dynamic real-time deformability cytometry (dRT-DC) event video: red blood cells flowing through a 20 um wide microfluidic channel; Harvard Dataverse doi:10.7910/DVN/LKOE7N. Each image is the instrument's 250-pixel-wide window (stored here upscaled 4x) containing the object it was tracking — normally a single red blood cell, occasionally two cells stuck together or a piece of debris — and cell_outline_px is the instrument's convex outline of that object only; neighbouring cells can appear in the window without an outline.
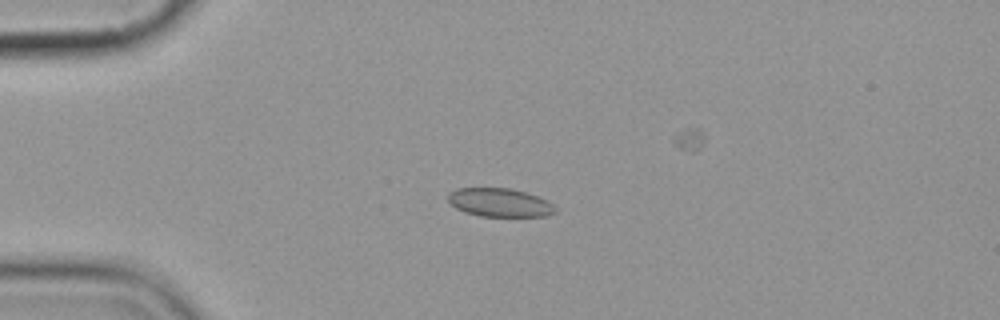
{"species": "common noctule bat (a hibernating species)", "species_latin": "Nyctalus noctula", "temperature_condition": "cold", "stored_images_in_passage": 2, "camera_frame_rate_fps": 3000, "um_per_image_px": 0.085, "animal": {"sex": "female", "body_mass_g": 19.9}, "frame": {"image": 1, "passage_image": 1, "time_ms": 0.0, "image_size_px": [1000, 320], "cell_outline_px": [[556, 212], [544, 216], [480, 216], [464, 212], [456, 208], [448, 200], [448, 192], [456, 188], [512, 188], [536, 196], [552, 204], [556, 208]], "centroid_in_image_um": [42.43, 17.21], "position_along_channel_um": 42.6, "area_um2": 17.69}}